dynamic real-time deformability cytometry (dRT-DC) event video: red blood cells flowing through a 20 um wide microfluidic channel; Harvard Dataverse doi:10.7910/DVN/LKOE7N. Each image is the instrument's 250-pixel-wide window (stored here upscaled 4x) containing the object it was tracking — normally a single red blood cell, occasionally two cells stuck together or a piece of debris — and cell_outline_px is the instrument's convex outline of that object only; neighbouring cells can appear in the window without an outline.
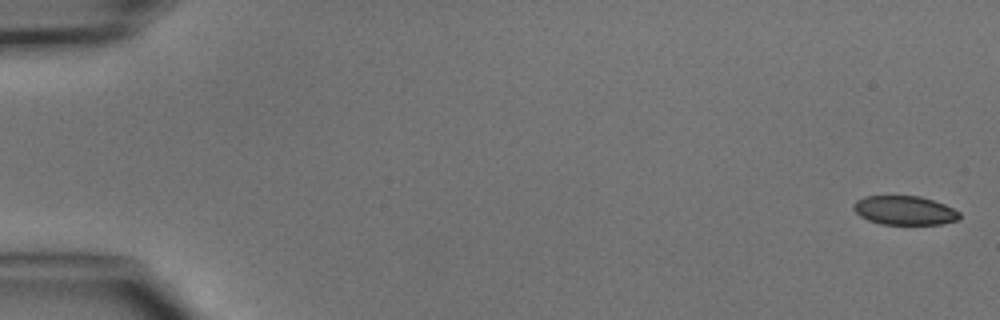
{"species": "common noctule bat (a hibernating species)", "species_latin": "Nyctalus noctula", "temperature_condition": "cold", "stored_images_in_passage": 5, "camera_frame_rate_fps": 3000, "um_per_image_px": 0.085, "animal": {"sex": "male", "body_mass_g": 15.6}, "frame": {"image": 1, "passage_image": 1, "time_ms": 0.0, "image_size_px": [1000, 320], "cell_outline_px": [[960, 220], [940, 224], [880, 224], [868, 220], [860, 216], [852, 208], [852, 204], [856, 200], [864, 196], [920, 196], [944, 204], [960, 212]], "centroid_in_image_um": [76.87, 17.88], "position_along_channel_um": 8.1, "area_um2": 17.98}}
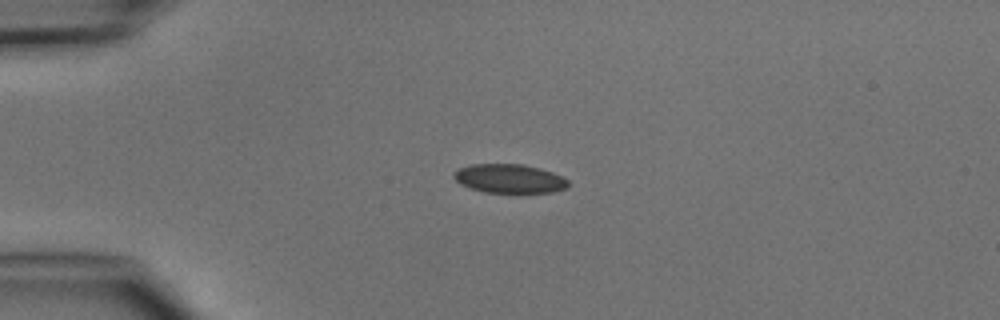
{"frame": {"image": 2, "passage_image": 4, "time_ms": 3.667, "image_size_px": [1000, 320], "cell_outline_px": [[568, 188], [552, 192], [484, 192], [460, 184], [452, 176], [452, 172], [456, 168], [472, 164], [524, 164], [540, 168], [552, 172], [568, 180]], "centroid_in_image_um": [43.26, 15.17], "position_along_channel_um": 41.7, "area_um2": 19.31}}